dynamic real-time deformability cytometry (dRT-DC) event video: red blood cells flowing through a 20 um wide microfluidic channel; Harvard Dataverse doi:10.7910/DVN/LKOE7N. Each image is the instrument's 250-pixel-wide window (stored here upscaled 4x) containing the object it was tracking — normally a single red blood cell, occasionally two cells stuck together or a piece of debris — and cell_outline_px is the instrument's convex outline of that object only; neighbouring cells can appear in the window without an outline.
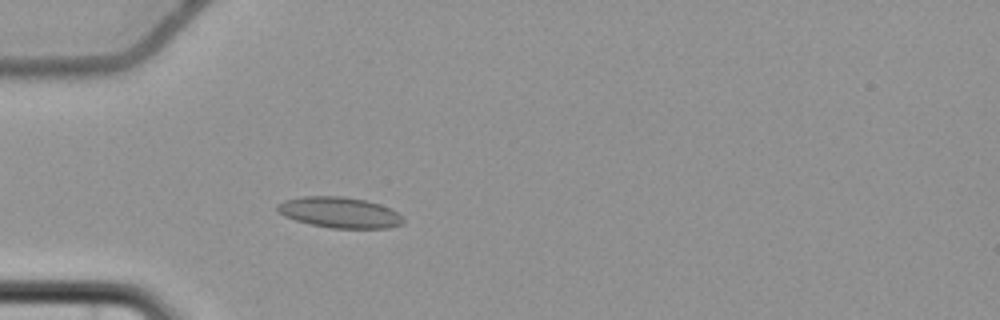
{"species": "common noctule bat (a hibernating species)", "species_latin": "Nyctalus noctula", "temperature_condition": "cold", "stored_images_in_passage": 4, "camera_frame_rate_fps": 3000, "um_per_image_px": 0.085, "animal": {"sex": "female", "body_mass_g": 22.7, "forearm_length_mm": 54.2}, "frame": {"image": 1, "passage_image": 4, "time_ms": 3.667, "image_size_px": [1000, 320], "cell_outline_px": [[404, 224], [388, 228], [332, 228], [312, 224], [296, 220], [284, 216], [276, 208], [276, 204], [284, 200], [304, 196], [344, 196], [364, 200], [380, 204], [392, 208], [400, 212], [404, 216]], "centroid_in_image_um": [28.93, 18.05], "position_along_channel_um": 56.1, "area_um2": 22.77}}